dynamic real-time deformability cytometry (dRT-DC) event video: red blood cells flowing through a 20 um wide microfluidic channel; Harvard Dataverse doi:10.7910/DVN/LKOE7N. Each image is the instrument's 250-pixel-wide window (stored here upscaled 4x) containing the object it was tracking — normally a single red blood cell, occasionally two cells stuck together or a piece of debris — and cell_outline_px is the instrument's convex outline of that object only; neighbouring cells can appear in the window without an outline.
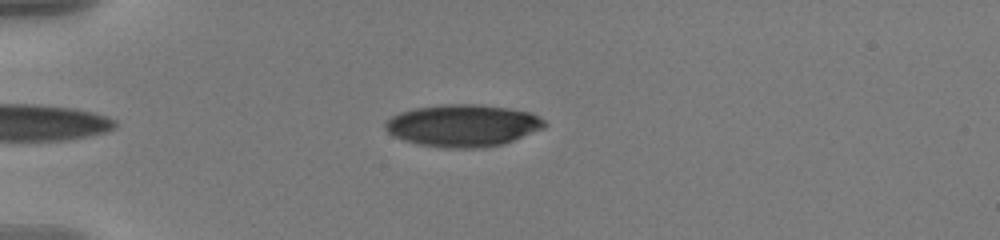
{"species": "human", "species_latin": "Homo sapiens", "temperature_condition": "warm", "stored_images_in_passage": 38, "camera_frame_rate_fps": 3000, "um_per_image_px": 0.085, "donor": {"sex": "male"}, "frame": {"image": 1, "passage_image": 2, "time_ms": 0.333, "image_size_px": [1000, 240], "cell_outline_px": [[548, 124], [544, 128], [512, 140], [500, 144], [484, 148], [448, 148], [420, 144], [404, 140], [392, 136], [384, 128], [384, 124], [392, 116], [400, 112], [412, 108], [440, 104], [480, 104], [508, 108], [528, 112], [540, 116]], "centroid_in_image_um": [39.33, 10.66], "position_along_channel_um": 45.7, "area_um2": 39.13}}
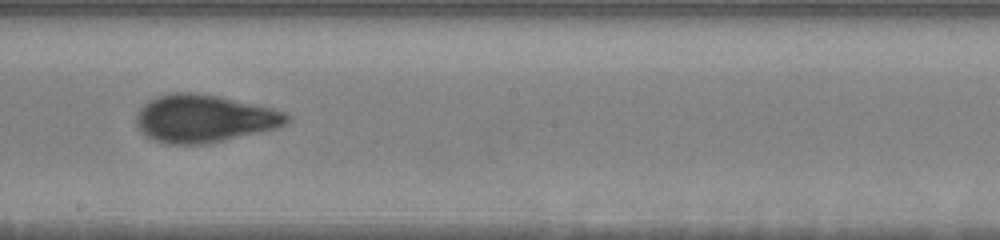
{"frame": {"image": 2, "passage_image": 20, "time_ms": 6.333, "image_size_px": [1000, 240], "cell_outline_px": [[292, 120], [288, 124], [276, 128], [224, 140], [204, 144], [168, 144], [144, 136], [140, 132], [136, 124], [136, 116], [140, 108], [148, 100], [156, 96], [172, 92], [188, 92], [216, 96], [272, 108], [284, 112], [292, 116]], "centroid_in_image_um": [17.33, 10.08], "position_along_channel_um": 230.9, "area_um2": 41.79}}
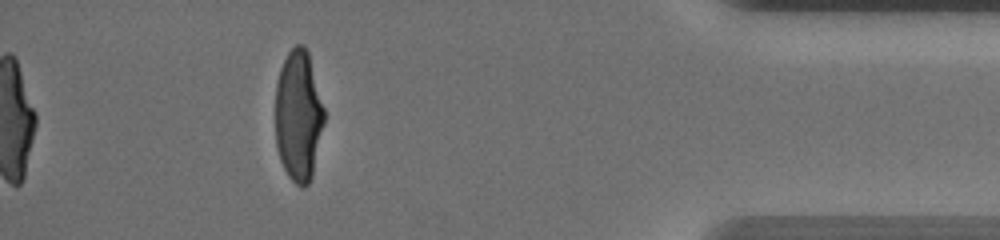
{"frame": {"image": 3, "passage_image": 38, "time_ms": 12.333, "image_size_px": [1000, 240], "cell_outline_px": [[324, 124], [312, 176], [308, 184], [304, 188], [300, 188], [288, 176], [280, 160], [276, 148], [276, 84], [280, 68], [288, 52], [296, 44], [304, 44], [308, 52], [324, 108]], "centroid_in_image_um": [25.36, 9.86], "position_along_channel_um": 409.8, "area_um2": 37.34}, "authors_computed_cell_mechanics": {"area_um2": 39.7953, "velocity_mm_per_s": 3.6339, "shape_relaxation_time_tau1_ms": 4.0505, "shape_relaxation_time_tau2_ms": 0.9379, "deformation_change_tau1": 0.2102, "deformation_change_tau2": 0.0716}}